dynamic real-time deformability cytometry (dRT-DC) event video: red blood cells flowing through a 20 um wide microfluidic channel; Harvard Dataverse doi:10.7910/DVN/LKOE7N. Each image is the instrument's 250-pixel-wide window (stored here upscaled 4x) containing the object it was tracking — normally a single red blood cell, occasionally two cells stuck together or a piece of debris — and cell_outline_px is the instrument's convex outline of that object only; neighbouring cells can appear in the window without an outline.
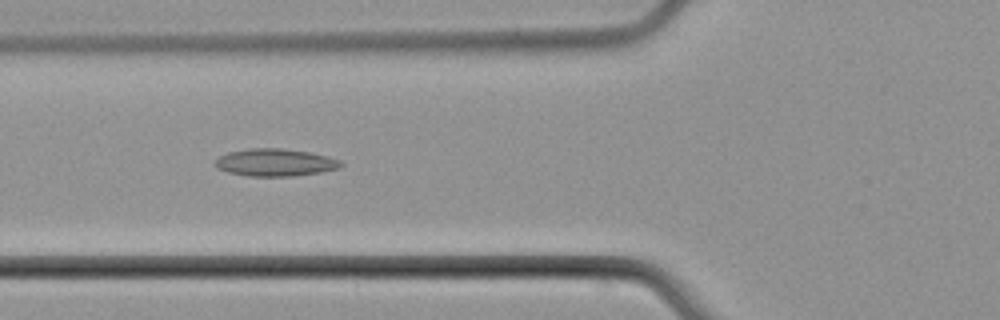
{"species": "common noctule bat (a hibernating species)", "species_latin": "Nyctalus noctula", "temperature_condition": "cold", "stored_images_in_passage": 4, "camera_frame_rate_fps": 3000, "um_per_image_px": 0.085, "animal": {"sex": "male", "body_mass_g": 21.5, "forearm_length_mm": 52.0}, "frame": {"image": 1, "passage_image": 3, "time_ms": 2.333, "image_size_px": [1000, 320], "cell_outline_px": [[344, 164], [340, 168], [320, 172], [292, 176], [248, 176], [228, 172], [216, 168], [212, 164], [220, 156], [228, 152], [248, 148], [280, 148], [308, 152], [328, 156], [340, 160]], "centroid_in_image_um": [23.37, 13.81], "position_along_channel_um": 102.4, "area_um2": 20.17}}
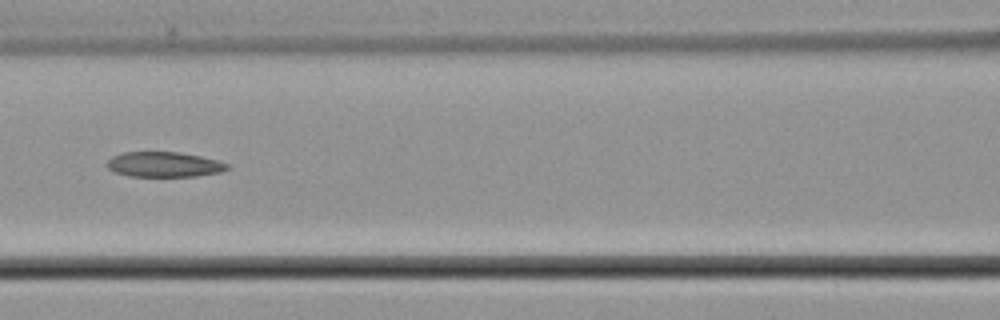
{"frame": {"image": 2, "passage_image": 4, "time_ms": 3.667, "image_size_px": [1000, 320], "cell_outline_px": [[228, 168], [220, 172], [196, 176], [128, 176], [116, 172], [108, 168], [108, 160], [112, 156], [124, 152], [180, 152], [200, 156], [216, 160], [228, 164]], "centroid_in_image_um": [13.93, 13.97], "position_along_channel_um": 152.7, "area_um2": 17.4}}